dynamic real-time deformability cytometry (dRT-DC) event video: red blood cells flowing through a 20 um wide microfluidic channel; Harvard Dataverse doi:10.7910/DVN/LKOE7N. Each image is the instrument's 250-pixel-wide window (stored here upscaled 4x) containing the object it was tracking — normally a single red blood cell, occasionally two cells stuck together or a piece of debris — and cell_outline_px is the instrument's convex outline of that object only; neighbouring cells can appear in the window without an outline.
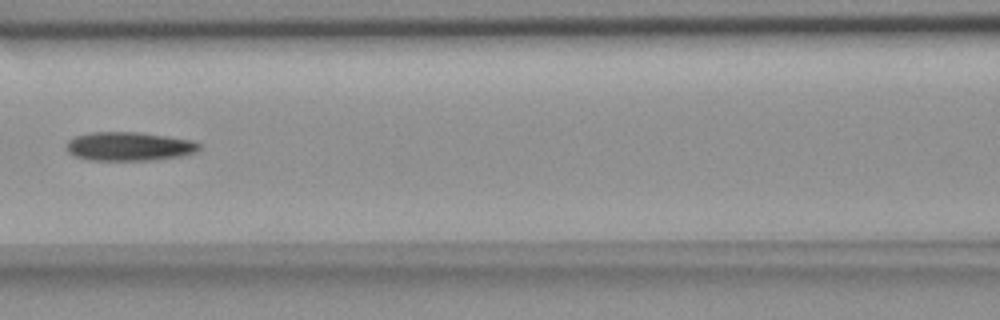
{"species": "common noctule bat (a hibernating species)", "species_latin": "Nyctalus noctula", "temperature_condition": "room temperature", "stored_images_in_passage": 8, "camera_frame_rate_fps": 3000, "um_per_image_px": 0.085, "animal": {"sex": "female", "body_mass_g": 18.4}, "frame": {"image": 1, "passage_image": 7, "time_ms": 7.0, "image_size_px": [1000, 320], "cell_outline_px": [[200, 148], [196, 152], [180, 156], [148, 160], [88, 160], [76, 156], [68, 152], [64, 148], [64, 144], [68, 140], [76, 136], [92, 132], [140, 132], [168, 136], [192, 140], [200, 144]], "centroid_in_image_um": [10.94, 12.43], "position_along_channel_um": 155.7, "area_um2": 22.37}}
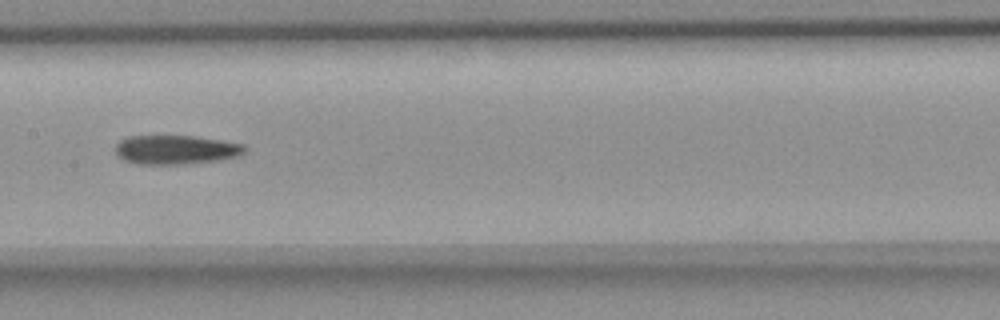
{"frame": {"image": 2, "passage_image": 8, "time_ms": 8.0, "image_size_px": [1000, 320], "cell_outline_px": [[248, 148], [244, 152], [236, 156], [216, 160], [180, 164], [136, 164], [124, 160], [116, 152], [116, 144], [120, 140], [128, 136], [192, 136], [220, 140], [244, 144]], "centroid_in_image_um": [14.93, 12.72], "position_along_channel_um": 192.5, "area_um2": 21.68}}